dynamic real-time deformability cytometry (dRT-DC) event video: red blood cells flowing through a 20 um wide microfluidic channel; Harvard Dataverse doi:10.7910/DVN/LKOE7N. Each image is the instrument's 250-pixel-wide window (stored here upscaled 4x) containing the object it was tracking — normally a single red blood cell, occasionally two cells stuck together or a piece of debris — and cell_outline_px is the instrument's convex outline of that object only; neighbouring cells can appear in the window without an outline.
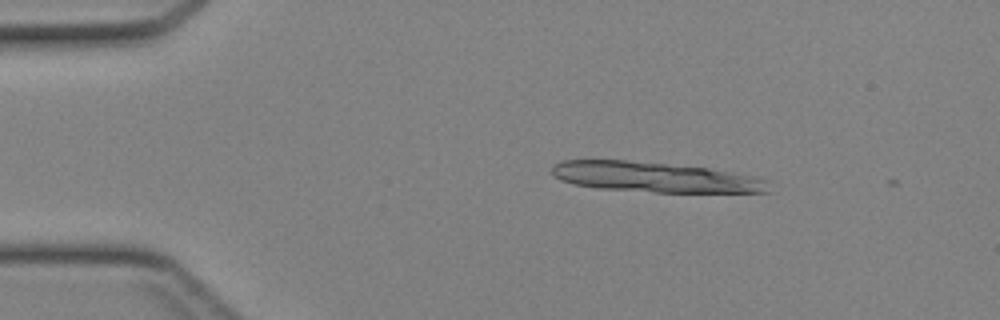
{"species": "Egyptian fruit bat (a non-hibernating species)", "species_latin": "Rousettus aegyptiacus", "temperature_condition": "cold", "stored_images_in_passage": 6, "camera_frame_rate_fps": 3000, "um_per_image_px": 0.085, "animal": {"sex": "female"}, "frame": {"image": 1, "passage_image": 2, "time_ms": 0.333, "image_size_px": [1000, 320], "cell_outline_px": [[768, 192], [652, 192], [596, 188], [572, 184], [560, 180], [552, 172], [552, 164], [560, 160], [624, 160], [708, 168], [752, 176], [764, 180]], "centroid_in_image_um": [55.53, 15.06], "position_along_channel_um": 29.5, "area_um2": 37.63}}